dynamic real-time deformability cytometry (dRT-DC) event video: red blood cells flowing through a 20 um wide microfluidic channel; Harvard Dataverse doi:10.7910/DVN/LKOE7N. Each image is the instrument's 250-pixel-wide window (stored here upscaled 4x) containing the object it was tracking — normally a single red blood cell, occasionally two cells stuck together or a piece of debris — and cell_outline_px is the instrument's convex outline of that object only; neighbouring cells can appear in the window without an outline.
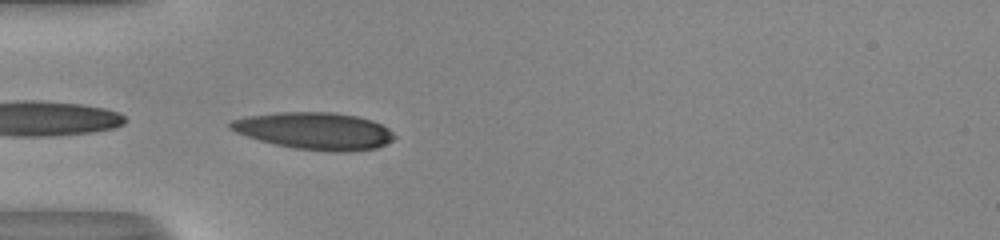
{"species": "human", "species_latin": "Homo sapiens", "temperature_condition": "room temperature", "stored_images_in_passage": 36, "camera_frame_rate_fps": 3000, "um_per_image_px": 0.085, "donor": {"sex": "male"}, "frame": {"image": 1, "passage_image": 1, "time_ms": 0.0, "image_size_px": [1000, 240], "cell_outline_px": [[396, 136], [392, 140], [376, 148], [348, 152], [332, 152], [292, 148], [260, 140], [236, 132], [228, 128], [228, 124], [232, 120], [248, 116], [276, 112], [332, 112], [356, 116], [372, 120], [388, 128]], "centroid_in_image_um": [26.74, 11.13], "position_along_channel_um": 58.3, "area_um2": 35.37}}
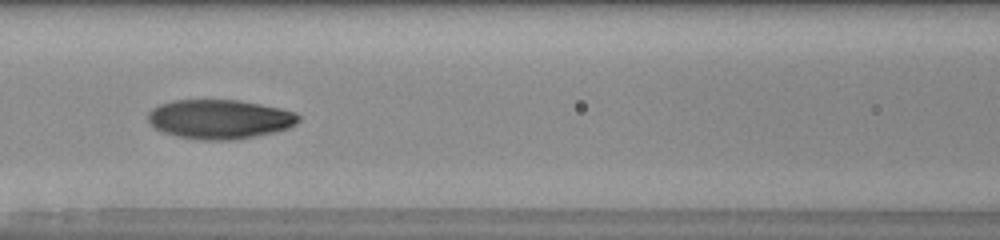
{"frame": {"image": 2, "passage_image": 8, "time_ms": 2.333, "image_size_px": [1000, 240], "cell_outline_px": [[300, 120], [296, 124], [288, 128], [272, 132], [232, 140], [200, 140], [176, 136], [152, 128], [148, 120], [148, 112], [152, 108], [160, 104], [172, 100], [240, 100], [280, 108], [296, 112], [300, 116]], "centroid_in_image_um": [18.64, 10.12], "position_along_channel_um": 148.0, "area_um2": 34.56}}
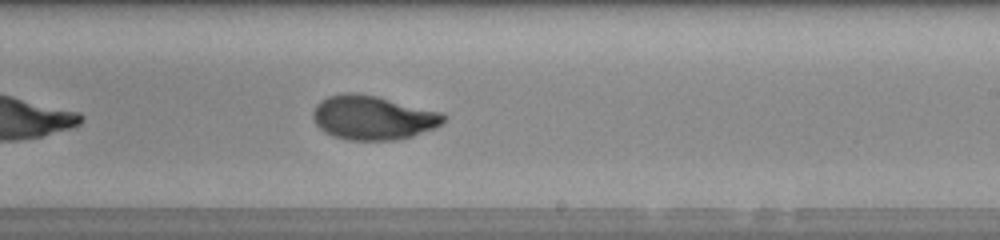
{"frame": {"image": 3, "passage_image": 16, "time_ms": 5.0, "image_size_px": [1000, 240], "cell_outline_px": [[448, 116], [440, 124], [432, 128], [412, 136], [396, 140], [348, 140], [332, 136], [324, 132], [316, 124], [312, 116], [312, 112], [316, 104], [320, 100], [328, 96], [344, 92], [356, 92], [376, 96], [440, 112]], "centroid_in_image_um": [31.63, 9.99], "position_along_channel_um": 257.4, "area_um2": 33.52}, "authors_computed_cell_mechanics": {"area_um2": 33.2639, "velocity_mm_per_s": 4.1189, "shape_relaxation_time_tau1_ms": 5.5922, "shape_relaxation_time_tau2_ms": 0.8898, "deformation_change_tau1": 0.2354, "deformation_change_tau2": 0.0497}}